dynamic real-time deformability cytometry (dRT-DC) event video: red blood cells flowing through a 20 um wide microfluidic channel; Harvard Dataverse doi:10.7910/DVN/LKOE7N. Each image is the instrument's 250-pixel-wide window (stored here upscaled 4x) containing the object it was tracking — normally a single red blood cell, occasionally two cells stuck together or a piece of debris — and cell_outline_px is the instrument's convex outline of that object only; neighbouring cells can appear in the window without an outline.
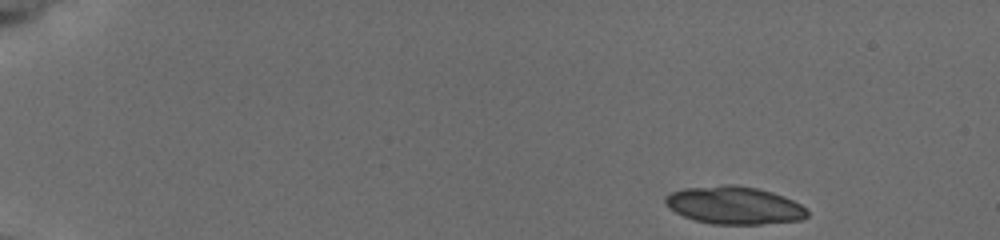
{"species": "common noctule bat (a hibernating species)", "species_latin": "Nyctalus noctula", "temperature_condition": "cold", "stored_images_in_passage": 24, "camera_frame_rate_fps": 3000, "um_per_image_px": 0.085, "animal": {"sex": "female", "body_mass_g": 19.5, "forearm_length_mm": 54.1}, "frame": {"image": 1, "passage_image": 1, "time_ms": 0.0, "image_size_px": [1000, 240], "cell_outline_px": [[808, 216], [800, 220], [760, 224], [712, 224], [696, 220], [684, 216], [668, 208], [664, 204], [664, 196], [672, 192], [684, 188], [724, 184], [736, 184], [756, 188], [772, 192], [784, 196], [800, 204], [808, 212]], "centroid_in_image_um": [62.38, 17.44], "position_along_channel_um": 22.6, "area_um2": 31.27}}
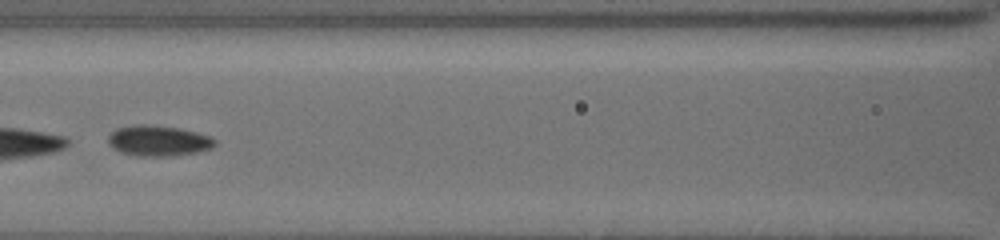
{"frame": {"image": 2, "passage_image": 22, "time_ms": 7.0, "image_size_px": [1000, 240], "cell_outline_px": [[216, 144], [212, 148], [196, 152], [176, 156], [136, 156], [120, 152], [112, 148], [108, 144], [108, 136], [116, 128], [140, 124], [144, 124], [176, 128], [196, 132], [208, 136], [216, 140]], "centroid_in_image_um": [13.43, 11.98], "position_along_channel_um": 153.2, "area_um2": 19.02}}